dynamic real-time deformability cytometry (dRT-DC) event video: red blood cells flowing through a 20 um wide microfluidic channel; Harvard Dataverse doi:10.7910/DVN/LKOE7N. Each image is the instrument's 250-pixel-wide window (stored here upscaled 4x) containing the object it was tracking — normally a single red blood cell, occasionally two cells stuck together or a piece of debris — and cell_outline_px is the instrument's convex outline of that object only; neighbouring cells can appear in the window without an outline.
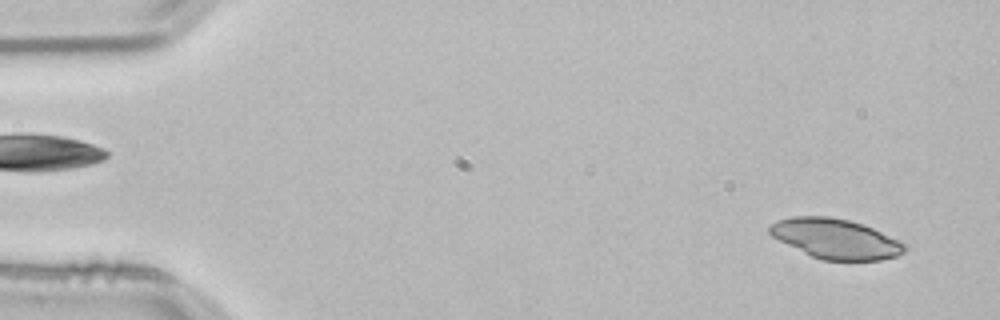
{"species": "common noctule bat (a hibernating species)", "species_latin": "Nyctalus noctula", "temperature_condition": "room temperature", "stored_images_in_passage": 53, "camera_frame_rate_fps": 3000, "um_per_image_px": 0.085, "animal": {"sex": "male", "body_mass_g": 21.5, "forearm_length_mm": 52.0}, "frame": {"image": 1, "passage_image": 4, "time_ms": 1.0, "image_size_px": [1000, 320], "cell_outline_px": [[908, 248], [904, 252], [896, 256], [880, 260], [820, 260], [772, 236], [768, 232], [768, 224], [776, 220], [792, 216], [828, 216], [848, 220], [872, 228], [908, 244]], "centroid_in_image_um": [71.03, 20.28], "position_along_channel_um": 14.0, "area_um2": 31.27}}